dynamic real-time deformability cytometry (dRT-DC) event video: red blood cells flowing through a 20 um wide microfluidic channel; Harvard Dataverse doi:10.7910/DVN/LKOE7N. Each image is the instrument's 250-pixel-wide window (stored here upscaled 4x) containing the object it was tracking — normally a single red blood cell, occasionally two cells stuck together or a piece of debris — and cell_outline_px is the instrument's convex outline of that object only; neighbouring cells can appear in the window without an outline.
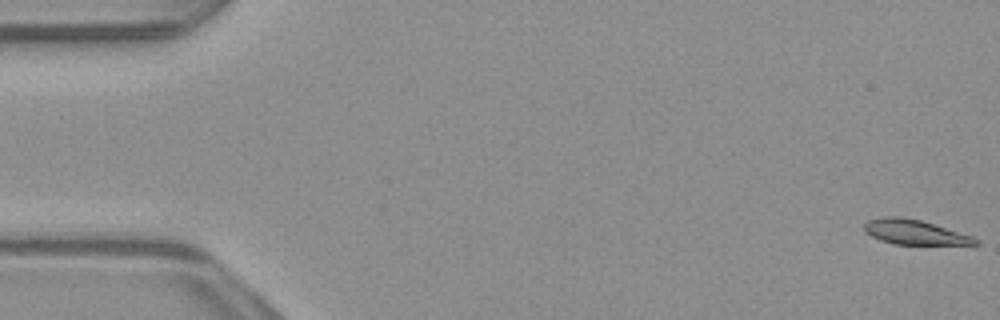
{"species": "common noctule bat (a hibernating species)", "species_latin": "Nyctalus noctula", "temperature_condition": "warm", "stored_images_in_passage": 53, "camera_frame_rate_fps": 3000, "um_per_image_px": 0.085, "animal": {"sex": "male", "body_mass_g": 23.1, "forearm_length_mm": 52.7}, "frame": {"image": 1, "passage_image": 1, "time_ms": 0.0, "image_size_px": [1000, 320], "cell_outline_px": [[980, 244], [892, 244], [880, 240], [864, 232], [864, 224], [868, 220], [884, 216], [900, 216], [920, 220], [972, 236], [980, 240]], "centroid_in_image_um": [77.7, 19.73], "position_along_channel_um": 7.3, "area_um2": 15.9}}
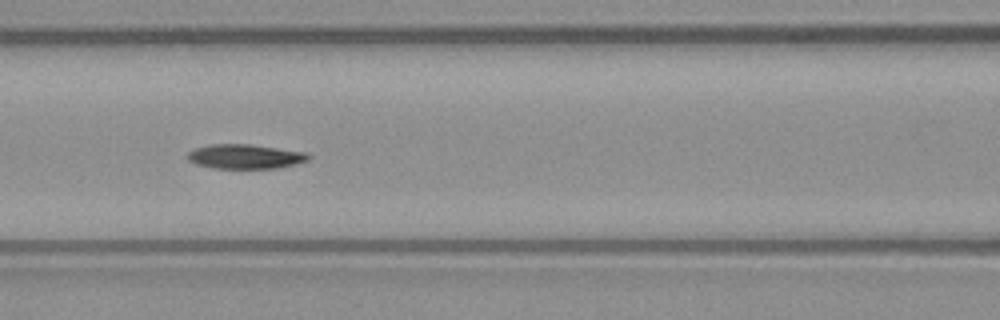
{"frame": {"image": 2, "passage_image": 23, "time_ms": 7.333, "image_size_px": [1000, 320], "cell_outline_px": [[312, 156], [308, 160], [296, 164], [276, 168], [212, 168], [196, 164], [188, 160], [184, 156], [188, 152], [196, 148], [208, 144], [252, 144], [308, 152]], "centroid_in_image_um": [20.84, 13.29], "position_along_channel_um": 145.8, "area_um2": 17.51}}
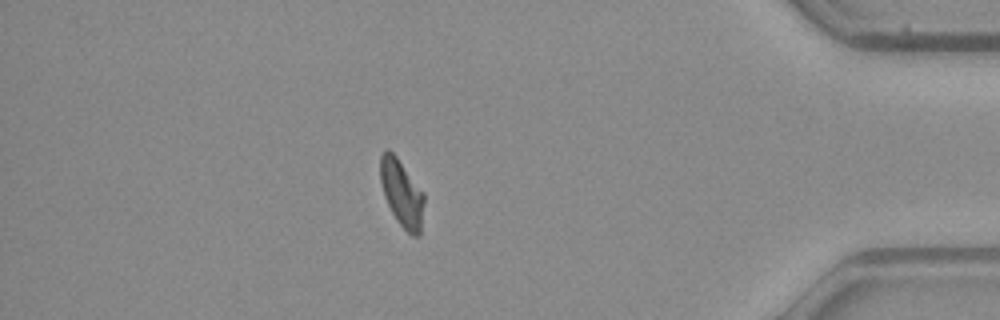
{"frame": {"image": 3, "passage_image": 46, "time_ms": 15.0, "image_size_px": [1000, 320], "cell_outline_px": [[424, 204], [420, 236], [412, 236], [396, 220], [384, 196], [380, 180], [380, 156], [384, 148], [388, 148], [396, 156], [424, 192]], "centroid_in_image_um": [34.15, 16.4], "position_along_channel_um": 401.1, "area_um2": 17.17}}